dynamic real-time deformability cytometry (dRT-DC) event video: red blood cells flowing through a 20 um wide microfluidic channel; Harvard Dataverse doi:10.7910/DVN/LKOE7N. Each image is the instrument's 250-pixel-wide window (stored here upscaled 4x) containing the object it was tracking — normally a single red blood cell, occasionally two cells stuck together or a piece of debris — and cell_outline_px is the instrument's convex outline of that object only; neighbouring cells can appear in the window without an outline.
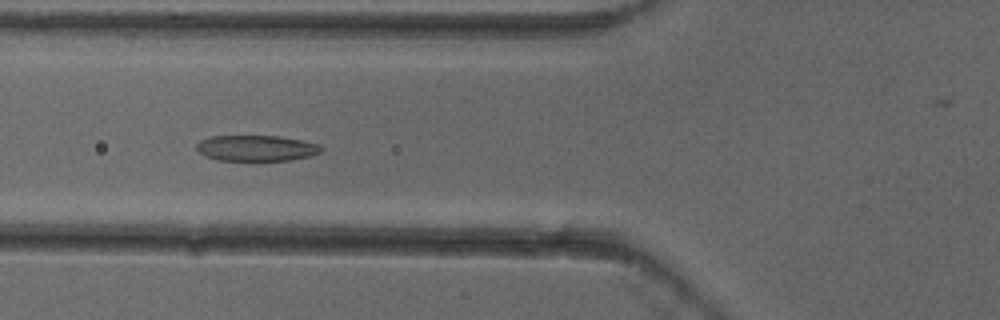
{"species": "common noctule bat (a hibernating species)", "species_latin": "Nyctalus noctula", "temperature_condition": "cold", "stored_images_in_passage": 5, "camera_frame_rate_fps": 3000, "um_per_image_px": 0.085, "animal": {"sex": "female"}, "frame": {"image": 1, "passage_image": 5, "time_ms": 1.333, "image_size_px": [1000, 320], "cell_outline_px": [[324, 148], [320, 152], [312, 156], [288, 160], [216, 160], [204, 156], [196, 148], [196, 144], [200, 140], [212, 136], [280, 136], [320, 144]], "centroid_in_image_um": [21.8, 12.59], "position_along_channel_um": 104.0, "area_um2": 18.79}}